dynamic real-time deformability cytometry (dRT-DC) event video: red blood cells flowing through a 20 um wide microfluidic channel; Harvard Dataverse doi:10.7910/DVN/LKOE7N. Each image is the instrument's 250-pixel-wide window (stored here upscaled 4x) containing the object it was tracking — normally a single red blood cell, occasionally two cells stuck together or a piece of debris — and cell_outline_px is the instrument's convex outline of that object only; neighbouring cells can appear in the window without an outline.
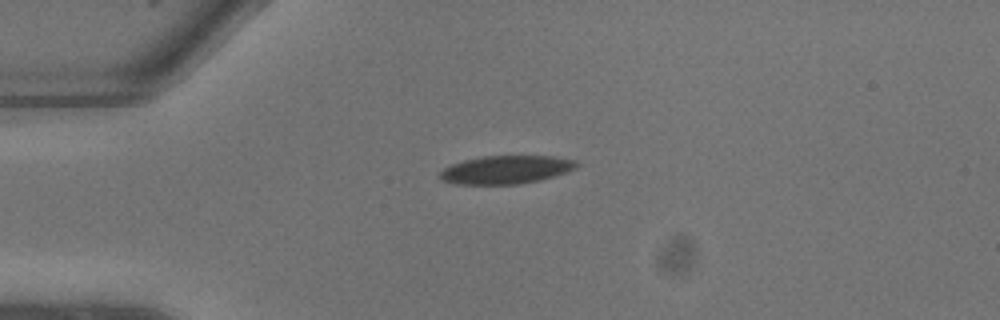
{"species": "common noctule bat (a hibernating species)", "species_latin": "Nyctalus noctula", "temperature_condition": "warm", "stored_images_in_passage": 5, "camera_frame_rate_fps": 3000, "um_per_image_px": 0.085, "animal": {"sex": "male", "body_mass_g": 13.3}, "frame": {"image": 1, "passage_image": 1, "time_ms": 0.0, "image_size_px": [1000, 320], "cell_outline_px": [[580, 164], [576, 168], [540, 180], [520, 184], [456, 184], [440, 180], [440, 172], [444, 168], [452, 164], [464, 160], [484, 156], [552, 156], [576, 160]], "centroid_in_image_um": [43.0, 14.42], "position_along_channel_um": 42.0, "area_um2": 22.37}}
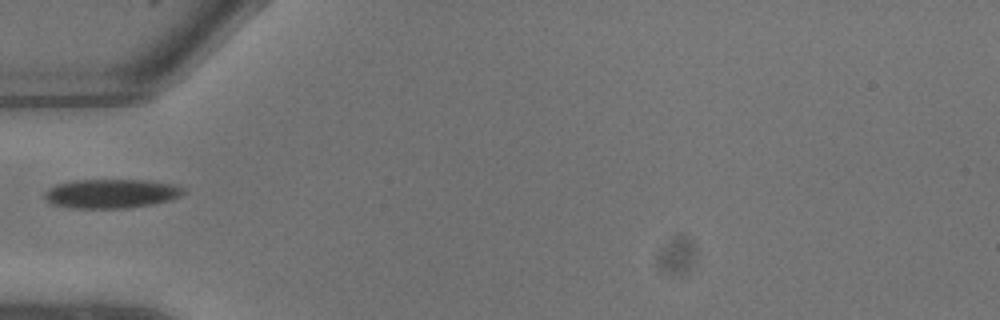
{"frame": {"image": 2, "passage_image": 3, "time_ms": 0.667, "image_size_px": [1000, 320], "cell_outline_px": [[184, 192], [180, 196], [172, 200], [152, 204], [128, 208], [68, 208], [52, 204], [44, 200], [44, 196], [48, 188], [56, 184], [76, 180], [148, 180], [172, 184], [180, 188]], "centroid_in_image_um": [9.41, 16.46], "position_along_channel_um": 75.6, "area_um2": 23.58}}
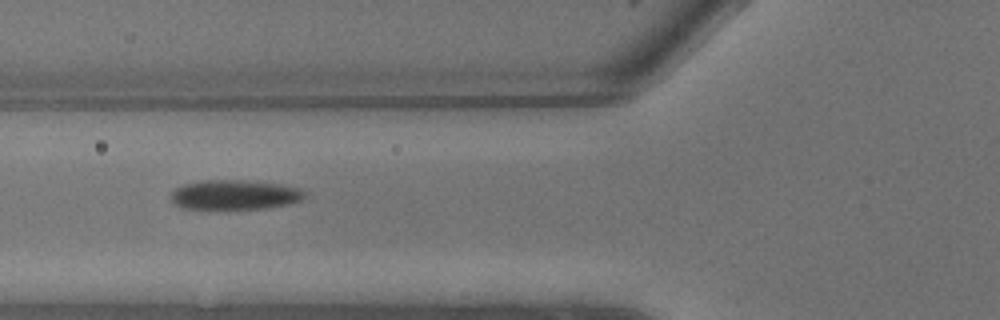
{"frame": {"image": 3, "passage_image": 4, "time_ms": 1.0, "image_size_px": [1000, 320], "cell_outline_px": [[308, 196], [292, 204], [264, 208], [180, 208], [172, 204], [172, 192], [176, 188], [184, 184], [204, 180], [240, 180], [280, 184], [300, 188]], "centroid_in_image_um": [19.97, 16.55], "position_along_channel_um": 105.8, "area_um2": 23.0}}